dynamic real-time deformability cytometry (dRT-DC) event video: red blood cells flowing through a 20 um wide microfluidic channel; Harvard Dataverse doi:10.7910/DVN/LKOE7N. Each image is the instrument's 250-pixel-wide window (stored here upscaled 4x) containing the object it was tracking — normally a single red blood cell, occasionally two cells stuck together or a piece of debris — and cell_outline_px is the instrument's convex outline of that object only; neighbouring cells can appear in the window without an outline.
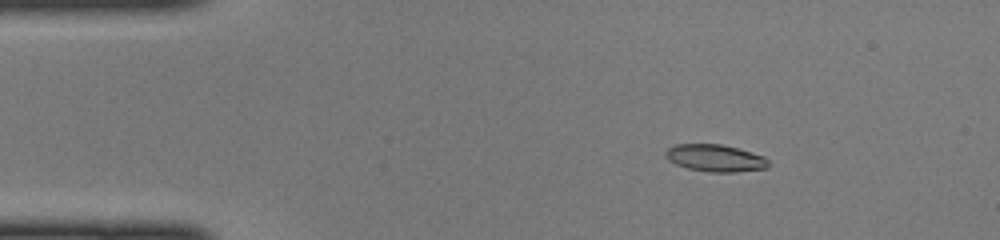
{"species": "common noctule bat (a hibernating species)", "species_latin": "Nyctalus noctula", "temperature_condition": "cold", "stored_images_in_passage": 47, "camera_frame_rate_fps": 3000, "um_per_image_px": 0.085, "animal": {"sex": "female", "body_mass_g": 22.0, "forearm_length_mm": 56.7}, "frame": {"image": 1, "passage_image": 7, "time_ms": 2.0, "image_size_px": [1000, 240], "cell_outline_px": [[768, 168], [736, 172], [708, 172], [688, 168], [676, 164], [668, 160], [664, 152], [668, 148], [676, 144], [720, 144], [752, 152], [764, 156], [768, 160]], "centroid_in_image_um": [60.79, 13.44], "position_along_channel_um": 24.2, "area_um2": 16.24}}
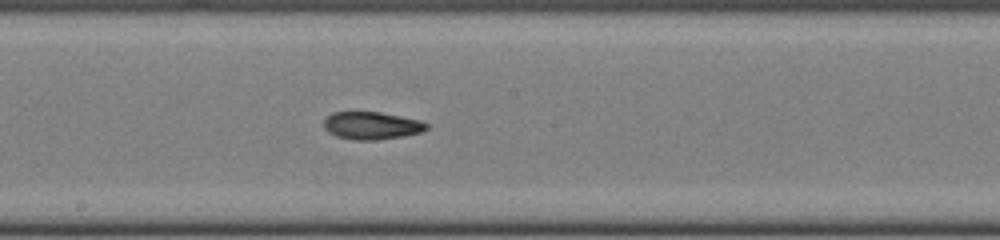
{"frame": {"image": 2, "passage_image": 25, "time_ms": 8.0, "image_size_px": [1000, 240], "cell_outline_px": [[428, 128], [420, 132], [404, 136], [376, 140], [352, 140], [336, 136], [328, 132], [324, 128], [324, 116], [332, 112], [380, 112], [420, 120], [428, 124]], "centroid_in_image_um": [31.55, 10.67], "position_along_channel_um": 216.7, "area_um2": 16.65}}
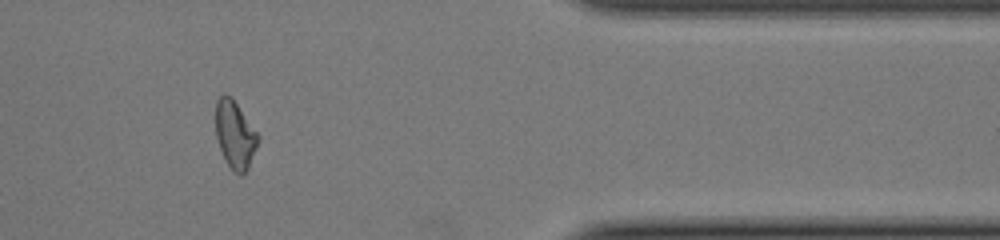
{"frame": {"image": 3, "passage_image": 39, "time_ms": 12.667, "image_size_px": [1000, 240], "cell_outline_px": [[260, 140], [248, 168], [240, 176], [232, 172], [224, 160], [216, 136], [216, 100], [224, 92], [232, 96], [260, 136]], "centroid_in_image_um": [19.98, 11.44], "position_along_channel_um": 391.4, "area_um2": 17.05}}